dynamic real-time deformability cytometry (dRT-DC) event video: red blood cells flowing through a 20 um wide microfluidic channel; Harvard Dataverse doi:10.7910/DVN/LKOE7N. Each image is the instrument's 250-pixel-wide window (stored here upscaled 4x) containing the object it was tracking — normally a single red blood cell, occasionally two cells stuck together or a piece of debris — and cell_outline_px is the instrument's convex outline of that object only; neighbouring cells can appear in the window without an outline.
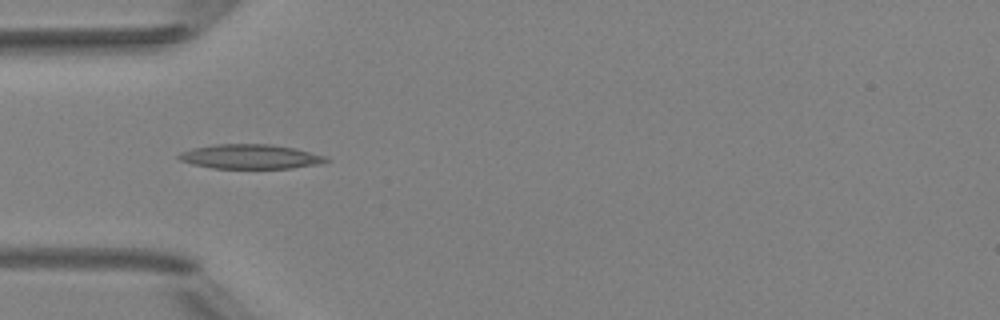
{"species": "Egyptian fruit bat (a non-hibernating species)", "species_latin": "Rousettus aegyptiacus", "temperature_condition": "room temperature", "stored_images_in_passage": 5, "camera_frame_rate_fps": 3000, "um_per_image_px": 0.085, "animal": {"sex": "female"}, "frame": {"image": 1, "passage_image": 3, "time_ms": 2.333, "image_size_px": [1000, 320], "cell_outline_px": [[332, 160], [324, 164], [292, 168], [212, 168], [192, 164], [180, 160], [176, 156], [180, 152], [192, 148], [216, 144], [272, 144], [292, 148], [324, 156]], "centroid_in_image_um": [21.28, 13.32], "position_along_channel_um": 63.7, "area_um2": 21.04}}
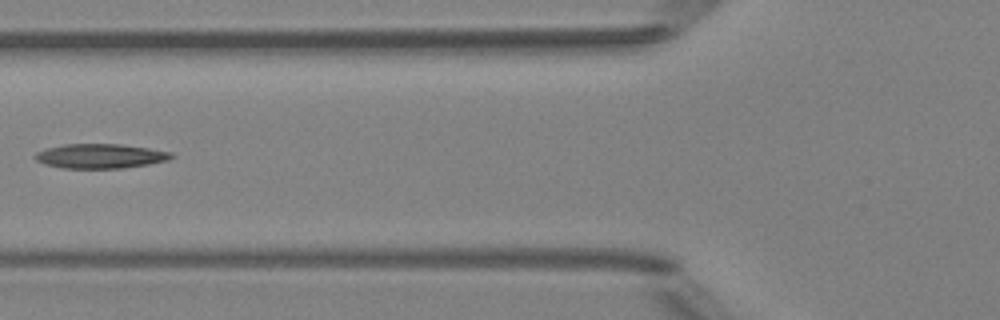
{"frame": {"image": 2, "passage_image": 4, "time_ms": 3.667, "image_size_px": [1000, 320], "cell_outline_px": [[172, 156], [168, 160], [148, 164], [120, 168], [64, 168], [44, 164], [36, 160], [32, 156], [36, 152], [44, 148], [64, 144], [120, 144], [148, 148], [172, 152]], "centroid_in_image_um": [8.46, 13.26], "position_along_channel_um": 117.3, "area_um2": 19.42}}
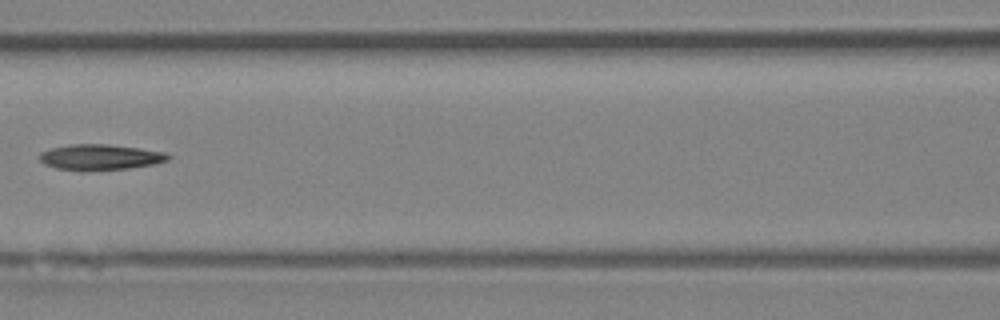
{"frame": {"image": 3, "passage_image": 5, "time_ms": 4.667, "image_size_px": [1000, 320], "cell_outline_px": [[172, 156], [168, 160], [152, 164], [128, 168], [88, 172], [80, 172], [56, 168], [44, 164], [40, 160], [40, 152], [52, 148], [68, 144], [108, 144], [140, 148], [164, 152]], "centroid_in_image_um": [8.48, 13.37], "position_along_channel_um": 158.1, "area_um2": 19.54}}